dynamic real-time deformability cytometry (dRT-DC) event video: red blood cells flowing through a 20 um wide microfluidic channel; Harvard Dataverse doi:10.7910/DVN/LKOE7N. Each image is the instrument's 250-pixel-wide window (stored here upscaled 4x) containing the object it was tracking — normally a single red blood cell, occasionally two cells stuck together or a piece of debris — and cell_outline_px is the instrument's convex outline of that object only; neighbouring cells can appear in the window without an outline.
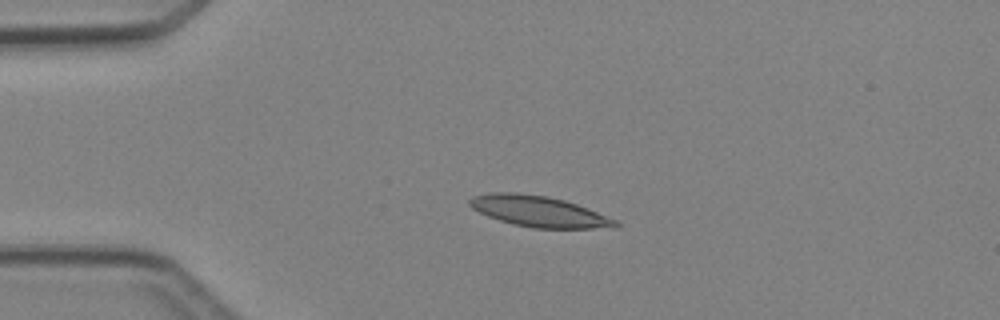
{"species": "Egyptian fruit bat (a non-hibernating species)", "species_latin": "Rousettus aegyptiacus", "temperature_condition": "cold", "stored_images_in_passage": 4, "camera_frame_rate_fps": 3000, "um_per_image_px": 0.085, "animal": {"sex": "female"}, "frame": {"image": 1, "passage_image": 3, "time_ms": 3.333, "image_size_px": [1000, 320], "cell_outline_px": [[620, 228], [532, 228], [512, 224], [488, 216], [472, 208], [468, 204], [468, 200], [472, 196], [488, 192], [516, 192], [548, 196], [564, 200], [588, 208], [616, 220], [620, 224]], "centroid_in_image_um": [45.8, 17.96], "position_along_channel_um": 39.2, "area_um2": 26.41}}